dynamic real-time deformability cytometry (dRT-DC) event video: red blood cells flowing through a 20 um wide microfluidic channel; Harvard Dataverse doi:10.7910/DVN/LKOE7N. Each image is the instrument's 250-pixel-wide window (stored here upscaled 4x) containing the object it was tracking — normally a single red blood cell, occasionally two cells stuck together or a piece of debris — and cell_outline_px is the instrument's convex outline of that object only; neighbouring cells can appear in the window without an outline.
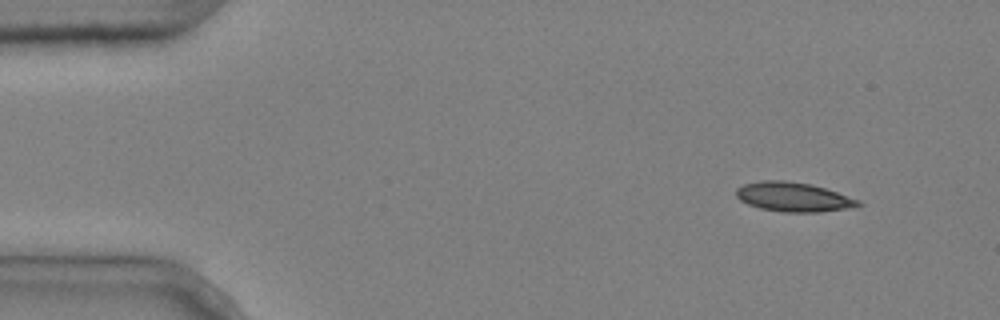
{"species": "common noctule bat (a hibernating species)", "species_latin": "Nyctalus noctula", "temperature_condition": "cold", "stored_images_in_passage": 4, "segment_of_instrument_passage": [2, 2], "camera_frame_rate_fps": 3000, "um_per_image_px": 0.085, "animal": {"sex": "male", "body_mass_g": 20.4}, "frame": {"image": 1, "passage_image": 4, "time_ms": 1.0, "image_size_px": [1000, 320], "cell_outline_px": [[864, 204], [844, 208], [820, 212], [784, 212], [760, 208], [748, 204], [740, 200], [736, 196], [736, 188], [744, 184], [760, 180], [784, 180], [812, 184], [860, 200]], "centroid_in_image_um": [67.4, 16.73], "position_along_channel_um": 17.6, "area_um2": 20.75}}